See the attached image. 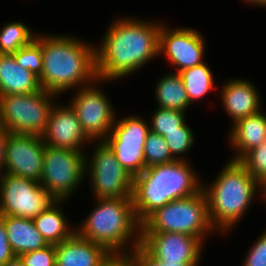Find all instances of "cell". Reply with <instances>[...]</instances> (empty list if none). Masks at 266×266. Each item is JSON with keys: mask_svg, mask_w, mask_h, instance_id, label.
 Segmentation results:
<instances>
[{"mask_svg": "<svg viewBox=\"0 0 266 266\" xmlns=\"http://www.w3.org/2000/svg\"><path fill=\"white\" fill-rule=\"evenodd\" d=\"M3 266H24V264L21 261V259L18 256H16L15 258H13L12 260L8 261Z\"/></svg>", "mask_w": 266, "mask_h": 266, "instance_id": "38", "label": "cell"}, {"mask_svg": "<svg viewBox=\"0 0 266 266\" xmlns=\"http://www.w3.org/2000/svg\"><path fill=\"white\" fill-rule=\"evenodd\" d=\"M164 22L159 31V56L163 54L166 61L176 68L175 73L204 63L205 38L195 28L176 27Z\"/></svg>", "mask_w": 266, "mask_h": 266, "instance_id": "13", "label": "cell"}, {"mask_svg": "<svg viewBox=\"0 0 266 266\" xmlns=\"http://www.w3.org/2000/svg\"><path fill=\"white\" fill-rule=\"evenodd\" d=\"M8 131L0 125V176L4 173L5 165V144L7 141Z\"/></svg>", "mask_w": 266, "mask_h": 266, "instance_id": "36", "label": "cell"}, {"mask_svg": "<svg viewBox=\"0 0 266 266\" xmlns=\"http://www.w3.org/2000/svg\"><path fill=\"white\" fill-rule=\"evenodd\" d=\"M245 3L251 4L254 7L261 6L266 8V0H243Z\"/></svg>", "mask_w": 266, "mask_h": 266, "instance_id": "37", "label": "cell"}, {"mask_svg": "<svg viewBox=\"0 0 266 266\" xmlns=\"http://www.w3.org/2000/svg\"><path fill=\"white\" fill-rule=\"evenodd\" d=\"M118 118L116 116L111 133L103 141L135 177L145 169L144 143L150 131L149 121L135 114Z\"/></svg>", "mask_w": 266, "mask_h": 266, "instance_id": "12", "label": "cell"}, {"mask_svg": "<svg viewBox=\"0 0 266 266\" xmlns=\"http://www.w3.org/2000/svg\"><path fill=\"white\" fill-rule=\"evenodd\" d=\"M45 144L42 136L8 133L4 173L40 182Z\"/></svg>", "mask_w": 266, "mask_h": 266, "instance_id": "15", "label": "cell"}, {"mask_svg": "<svg viewBox=\"0 0 266 266\" xmlns=\"http://www.w3.org/2000/svg\"><path fill=\"white\" fill-rule=\"evenodd\" d=\"M163 137L170 150L171 156L175 160H187V158L181 155L190 151V149L194 146L193 143H195V135L193 131L167 132V134Z\"/></svg>", "mask_w": 266, "mask_h": 266, "instance_id": "30", "label": "cell"}, {"mask_svg": "<svg viewBox=\"0 0 266 266\" xmlns=\"http://www.w3.org/2000/svg\"><path fill=\"white\" fill-rule=\"evenodd\" d=\"M211 225L219 232H230L241 221L256 194L262 197V186L234 160L227 161L216 179L204 184Z\"/></svg>", "mask_w": 266, "mask_h": 266, "instance_id": "4", "label": "cell"}, {"mask_svg": "<svg viewBox=\"0 0 266 266\" xmlns=\"http://www.w3.org/2000/svg\"><path fill=\"white\" fill-rule=\"evenodd\" d=\"M140 245L165 264H200L205 250L199 238L175 232H141Z\"/></svg>", "mask_w": 266, "mask_h": 266, "instance_id": "14", "label": "cell"}, {"mask_svg": "<svg viewBox=\"0 0 266 266\" xmlns=\"http://www.w3.org/2000/svg\"><path fill=\"white\" fill-rule=\"evenodd\" d=\"M191 104L202 100L212 90L217 91L213 72L206 62L178 72Z\"/></svg>", "mask_w": 266, "mask_h": 266, "instance_id": "24", "label": "cell"}, {"mask_svg": "<svg viewBox=\"0 0 266 266\" xmlns=\"http://www.w3.org/2000/svg\"><path fill=\"white\" fill-rule=\"evenodd\" d=\"M112 21L96 46L98 79L110 82L134 75L159 56L162 24L130 16Z\"/></svg>", "mask_w": 266, "mask_h": 266, "instance_id": "1", "label": "cell"}, {"mask_svg": "<svg viewBox=\"0 0 266 266\" xmlns=\"http://www.w3.org/2000/svg\"><path fill=\"white\" fill-rule=\"evenodd\" d=\"M94 204L87 218L76 226L79 236L109 252H129L140 245L141 224L132 198H99Z\"/></svg>", "mask_w": 266, "mask_h": 266, "instance_id": "5", "label": "cell"}, {"mask_svg": "<svg viewBox=\"0 0 266 266\" xmlns=\"http://www.w3.org/2000/svg\"><path fill=\"white\" fill-rule=\"evenodd\" d=\"M188 161L174 160L155 165L133 177V209L140 224L158 208L202 190L201 177Z\"/></svg>", "mask_w": 266, "mask_h": 266, "instance_id": "3", "label": "cell"}, {"mask_svg": "<svg viewBox=\"0 0 266 266\" xmlns=\"http://www.w3.org/2000/svg\"><path fill=\"white\" fill-rule=\"evenodd\" d=\"M98 266H134L133 250L129 252H110Z\"/></svg>", "mask_w": 266, "mask_h": 266, "instance_id": "34", "label": "cell"}, {"mask_svg": "<svg viewBox=\"0 0 266 266\" xmlns=\"http://www.w3.org/2000/svg\"><path fill=\"white\" fill-rule=\"evenodd\" d=\"M262 198H263V201L266 202V184L262 187Z\"/></svg>", "mask_w": 266, "mask_h": 266, "instance_id": "39", "label": "cell"}, {"mask_svg": "<svg viewBox=\"0 0 266 266\" xmlns=\"http://www.w3.org/2000/svg\"><path fill=\"white\" fill-rule=\"evenodd\" d=\"M95 144L85 153V176L88 177L92 197L132 198L133 176L120 164L114 152L104 141ZM90 178V180H89Z\"/></svg>", "mask_w": 266, "mask_h": 266, "instance_id": "8", "label": "cell"}, {"mask_svg": "<svg viewBox=\"0 0 266 266\" xmlns=\"http://www.w3.org/2000/svg\"><path fill=\"white\" fill-rule=\"evenodd\" d=\"M56 266H98L110 253L105 247L79 236L76 232L55 245Z\"/></svg>", "mask_w": 266, "mask_h": 266, "instance_id": "18", "label": "cell"}, {"mask_svg": "<svg viewBox=\"0 0 266 266\" xmlns=\"http://www.w3.org/2000/svg\"><path fill=\"white\" fill-rule=\"evenodd\" d=\"M15 257L16 255L14 254L8 241L6 227L3 219L0 217V266H3Z\"/></svg>", "mask_w": 266, "mask_h": 266, "instance_id": "35", "label": "cell"}, {"mask_svg": "<svg viewBox=\"0 0 266 266\" xmlns=\"http://www.w3.org/2000/svg\"><path fill=\"white\" fill-rule=\"evenodd\" d=\"M55 98L59 99V95L43 89L28 94L0 95V125L11 133L42 136Z\"/></svg>", "mask_w": 266, "mask_h": 266, "instance_id": "7", "label": "cell"}, {"mask_svg": "<svg viewBox=\"0 0 266 266\" xmlns=\"http://www.w3.org/2000/svg\"><path fill=\"white\" fill-rule=\"evenodd\" d=\"M144 159L145 168L169 163L175 160L171 156L164 137L151 130L147 134L144 143Z\"/></svg>", "mask_w": 266, "mask_h": 266, "instance_id": "27", "label": "cell"}, {"mask_svg": "<svg viewBox=\"0 0 266 266\" xmlns=\"http://www.w3.org/2000/svg\"><path fill=\"white\" fill-rule=\"evenodd\" d=\"M18 257L24 266H56V248L52 244L35 251L23 253Z\"/></svg>", "mask_w": 266, "mask_h": 266, "instance_id": "31", "label": "cell"}, {"mask_svg": "<svg viewBox=\"0 0 266 266\" xmlns=\"http://www.w3.org/2000/svg\"><path fill=\"white\" fill-rule=\"evenodd\" d=\"M56 201L38 181L9 173L0 176V216L34 219Z\"/></svg>", "mask_w": 266, "mask_h": 266, "instance_id": "10", "label": "cell"}, {"mask_svg": "<svg viewBox=\"0 0 266 266\" xmlns=\"http://www.w3.org/2000/svg\"><path fill=\"white\" fill-rule=\"evenodd\" d=\"M6 227L9 244L16 256L49 245L36 229L33 219L0 216Z\"/></svg>", "mask_w": 266, "mask_h": 266, "instance_id": "21", "label": "cell"}, {"mask_svg": "<svg viewBox=\"0 0 266 266\" xmlns=\"http://www.w3.org/2000/svg\"><path fill=\"white\" fill-rule=\"evenodd\" d=\"M150 118V122H148L150 130L161 136L173 131H193L186 123V112L180 110L157 107Z\"/></svg>", "mask_w": 266, "mask_h": 266, "instance_id": "26", "label": "cell"}, {"mask_svg": "<svg viewBox=\"0 0 266 266\" xmlns=\"http://www.w3.org/2000/svg\"><path fill=\"white\" fill-rule=\"evenodd\" d=\"M228 142L234 154L230 160L239 161L247 152L266 140V120L263 110L249 115L230 126Z\"/></svg>", "mask_w": 266, "mask_h": 266, "instance_id": "19", "label": "cell"}, {"mask_svg": "<svg viewBox=\"0 0 266 266\" xmlns=\"http://www.w3.org/2000/svg\"><path fill=\"white\" fill-rule=\"evenodd\" d=\"M41 34L35 39L42 46L41 88L56 95L77 90L98 79L96 45L71 34Z\"/></svg>", "mask_w": 266, "mask_h": 266, "instance_id": "2", "label": "cell"}, {"mask_svg": "<svg viewBox=\"0 0 266 266\" xmlns=\"http://www.w3.org/2000/svg\"><path fill=\"white\" fill-rule=\"evenodd\" d=\"M40 90L38 76L21 67L12 54H0V95L28 94Z\"/></svg>", "mask_w": 266, "mask_h": 266, "instance_id": "20", "label": "cell"}, {"mask_svg": "<svg viewBox=\"0 0 266 266\" xmlns=\"http://www.w3.org/2000/svg\"><path fill=\"white\" fill-rule=\"evenodd\" d=\"M85 153L45 145L40 178L42 187L57 200H69L83 180H87Z\"/></svg>", "mask_w": 266, "mask_h": 266, "instance_id": "9", "label": "cell"}, {"mask_svg": "<svg viewBox=\"0 0 266 266\" xmlns=\"http://www.w3.org/2000/svg\"><path fill=\"white\" fill-rule=\"evenodd\" d=\"M105 82L107 85L108 81L97 79L90 85L74 90L72 100L68 102L83 131L92 141H103L111 133L117 116L116 108L99 87Z\"/></svg>", "mask_w": 266, "mask_h": 266, "instance_id": "11", "label": "cell"}, {"mask_svg": "<svg viewBox=\"0 0 266 266\" xmlns=\"http://www.w3.org/2000/svg\"><path fill=\"white\" fill-rule=\"evenodd\" d=\"M57 103L51 109L46 130L42 135L44 144L54 148L87 152L86 145L94 144L83 131L75 111L68 103Z\"/></svg>", "mask_w": 266, "mask_h": 266, "instance_id": "16", "label": "cell"}, {"mask_svg": "<svg viewBox=\"0 0 266 266\" xmlns=\"http://www.w3.org/2000/svg\"><path fill=\"white\" fill-rule=\"evenodd\" d=\"M248 250L241 266H266V230Z\"/></svg>", "mask_w": 266, "mask_h": 266, "instance_id": "32", "label": "cell"}, {"mask_svg": "<svg viewBox=\"0 0 266 266\" xmlns=\"http://www.w3.org/2000/svg\"><path fill=\"white\" fill-rule=\"evenodd\" d=\"M221 86L220 99L232 125L262 110L260 93L251 80L245 78L225 80V84L222 83Z\"/></svg>", "mask_w": 266, "mask_h": 266, "instance_id": "17", "label": "cell"}, {"mask_svg": "<svg viewBox=\"0 0 266 266\" xmlns=\"http://www.w3.org/2000/svg\"><path fill=\"white\" fill-rule=\"evenodd\" d=\"M263 187L266 184V140L238 161Z\"/></svg>", "mask_w": 266, "mask_h": 266, "instance_id": "28", "label": "cell"}, {"mask_svg": "<svg viewBox=\"0 0 266 266\" xmlns=\"http://www.w3.org/2000/svg\"><path fill=\"white\" fill-rule=\"evenodd\" d=\"M37 32L23 22H9L0 28V54H13L28 45Z\"/></svg>", "mask_w": 266, "mask_h": 266, "instance_id": "25", "label": "cell"}, {"mask_svg": "<svg viewBox=\"0 0 266 266\" xmlns=\"http://www.w3.org/2000/svg\"><path fill=\"white\" fill-rule=\"evenodd\" d=\"M214 231L203 189L193 196L173 200L158 208L141 224V232L182 233L195 236L204 244L207 236L211 232L214 235Z\"/></svg>", "mask_w": 266, "mask_h": 266, "instance_id": "6", "label": "cell"}, {"mask_svg": "<svg viewBox=\"0 0 266 266\" xmlns=\"http://www.w3.org/2000/svg\"><path fill=\"white\" fill-rule=\"evenodd\" d=\"M66 202L67 200H57L46 211L33 219L36 229L48 244H60L76 232V228L71 223L69 224L68 217L61 208L62 204Z\"/></svg>", "mask_w": 266, "mask_h": 266, "instance_id": "22", "label": "cell"}, {"mask_svg": "<svg viewBox=\"0 0 266 266\" xmlns=\"http://www.w3.org/2000/svg\"><path fill=\"white\" fill-rule=\"evenodd\" d=\"M16 62L23 68L40 77L43 68L42 46L33 39L28 45L23 46L12 54Z\"/></svg>", "mask_w": 266, "mask_h": 266, "instance_id": "29", "label": "cell"}, {"mask_svg": "<svg viewBox=\"0 0 266 266\" xmlns=\"http://www.w3.org/2000/svg\"><path fill=\"white\" fill-rule=\"evenodd\" d=\"M134 266H198L200 264H165L153 258L141 245L133 249Z\"/></svg>", "mask_w": 266, "mask_h": 266, "instance_id": "33", "label": "cell"}, {"mask_svg": "<svg viewBox=\"0 0 266 266\" xmlns=\"http://www.w3.org/2000/svg\"><path fill=\"white\" fill-rule=\"evenodd\" d=\"M156 82V107L187 112V109L192 106L179 73L172 71Z\"/></svg>", "mask_w": 266, "mask_h": 266, "instance_id": "23", "label": "cell"}]
</instances>
